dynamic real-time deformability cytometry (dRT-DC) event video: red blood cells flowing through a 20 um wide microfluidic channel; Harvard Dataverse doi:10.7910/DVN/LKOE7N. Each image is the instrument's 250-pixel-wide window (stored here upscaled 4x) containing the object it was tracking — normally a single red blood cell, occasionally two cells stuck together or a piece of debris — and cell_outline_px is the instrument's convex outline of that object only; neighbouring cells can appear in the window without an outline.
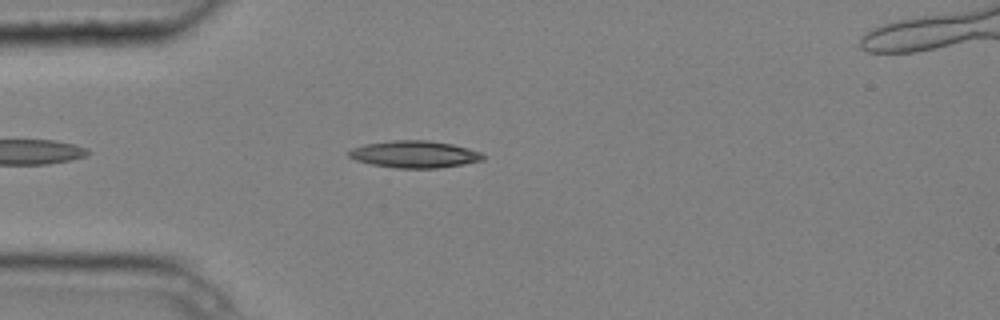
{"species": "common noctule bat (a hibernating species)", "species_latin": "Nyctalus noctula", "temperature_condition": "cold", "stored_images_in_passage": 6, "camera_frame_rate_fps": 3000, "um_per_image_px": 0.085, "animal": {"sex": "male", "body_mass_g": 20.4}, "frame": {"image": 1, "passage_image": 5, "time_ms": 1.333, "image_size_px": [1000, 320], "cell_outline_px": [[484, 160], [464, 164], [436, 168], [396, 168], [372, 164], [356, 160], [348, 156], [348, 152], [352, 148], [364, 144], [392, 140], [428, 140], [452, 144], [468, 148], [480, 152], [484, 156]], "centroid_in_image_um": [35.23, 13.11], "position_along_channel_um": 49.8, "area_um2": 21.1}}